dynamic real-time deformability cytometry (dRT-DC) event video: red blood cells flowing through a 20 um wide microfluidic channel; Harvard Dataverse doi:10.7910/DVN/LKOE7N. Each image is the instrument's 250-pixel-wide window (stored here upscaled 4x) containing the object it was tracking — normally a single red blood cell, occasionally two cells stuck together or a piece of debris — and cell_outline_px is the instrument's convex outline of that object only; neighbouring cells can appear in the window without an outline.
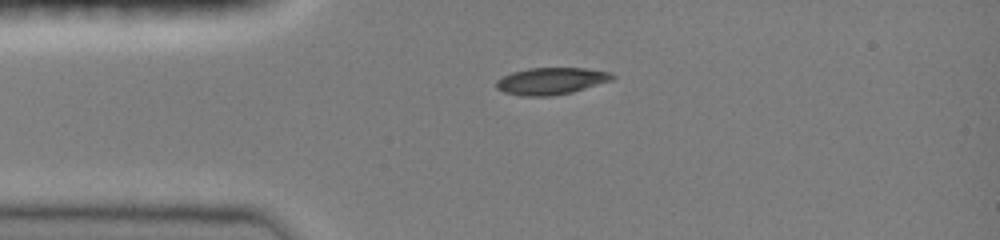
{"species": "common noctule bat (a hibernating species)", "species_latin": "Nyctalus noctula", "temperature_condition": "room temperature", "stored_images_in_passage": 2, "camera_frame_rate_fps": 3000, "um_per_image_px": 0.085, "animal": {"sex": "female", "body_mass_g": 19.0, "forearm_length_mm": 51.5}, "frame": {"image": 1, "passage_image": 1, "time_ms": 0.0, "image_size_px": [1000, 240], "cell_outline_px": [[616, 76], [612, 80], [572, 92], [552, 96], [520, 96], [504, 92], [496, 88], [496, 80], [512, 72], [528, 68], [584, 68], [612, 72]], "centroid_in_image_um": [46.85, 6.88], "position_along_channel_um": 38.2, "area_um2": 18.26}}